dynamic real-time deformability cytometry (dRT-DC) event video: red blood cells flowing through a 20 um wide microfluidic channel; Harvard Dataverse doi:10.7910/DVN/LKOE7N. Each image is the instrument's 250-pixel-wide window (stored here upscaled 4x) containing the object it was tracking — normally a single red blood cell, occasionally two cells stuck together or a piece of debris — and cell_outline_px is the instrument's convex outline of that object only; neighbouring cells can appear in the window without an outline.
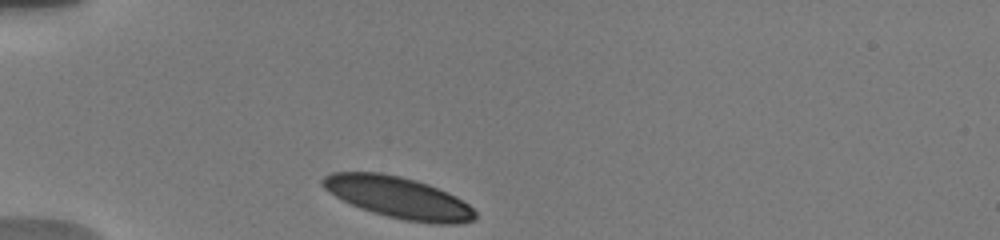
{"species": "human", "species_latin": "Homo sapiens", "temperature_condition": "warm", "stored_images_in_passage": 5, "camera_frame_rate_fps": 3000, "um_per_image_px": 0.085, "donor": {"sex": "male"}, "frame": {"image": 1, "passage_image": 1, "time_ms": 0.0, "image_size_px": [1000, 240], "cell_outline_px": [[476, 220], [460, 224], [436, 224], [404, 220], [372, 212], [360, 208], [328, 192], [320, 184], [320, 180], [324, 176], [332, 172], [380, 172], [400, 176], [416, 180], [428, 184], [448, 192], [456, 196], [468, 204], [476, 212]], "centroid_in_image_um": [33.88, 16.79], "position_along_channel_um": 51.1, "area_um2": 36.99}}